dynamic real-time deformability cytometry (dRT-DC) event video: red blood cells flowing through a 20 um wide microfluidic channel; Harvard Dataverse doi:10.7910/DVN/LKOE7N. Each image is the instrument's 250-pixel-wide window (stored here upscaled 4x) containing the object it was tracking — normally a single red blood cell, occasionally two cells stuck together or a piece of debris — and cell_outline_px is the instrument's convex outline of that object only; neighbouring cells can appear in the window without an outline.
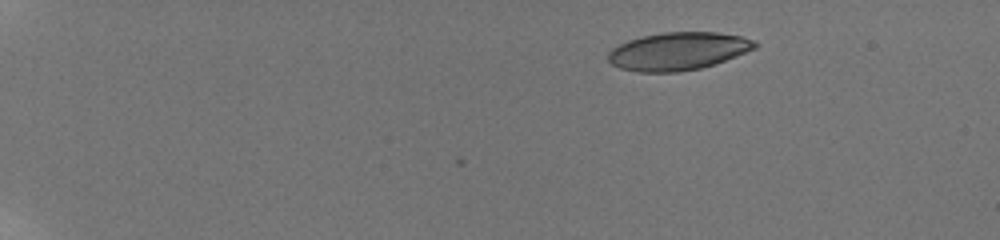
{"species": "human", "species_latin": "Homo sapiens", "temperature_condition": "room temperature", "stored_images_in_passage": 12, "camera_frame_rate_fps": 3000, "um_per_image_px": 0.085, "donor": {"sex": "male"}, "frame": {"image": 1, "passage_image": 1, "time_ms": 0.0, "image_size_px": [1000, 240], "cell_outline_px": [[760, 44], [756, 48], [716, 64], [700, 68], [676, 72], [636, 72], [620, 68], [612, 64], [608, 60], [608, 52], [612, 48], [628, 40], [644, 36], [664, 32], [716, 32], [740, 36], [752, 40]], "centroid_in_image_um": [57.64, 4.36], "position_along_channel_um": 27.4, "area_um2": 32.31}}
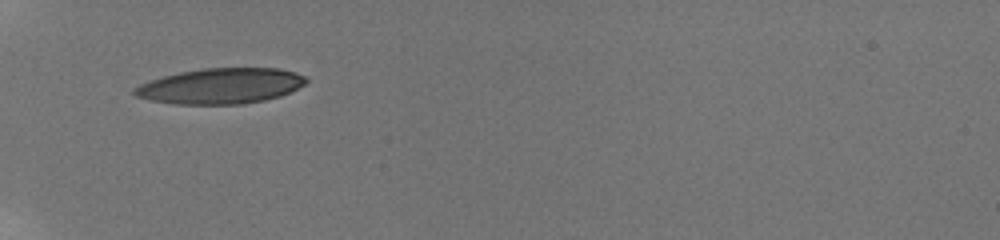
{"frame": {"image": 2, "passage_image": 7, "time_ms": 4.333, "image_size_px": [1000, 240], "cell_outline_px": [[308, 80], [304, 84], [280, 96], [264, 100], [244, 104], [176, 104], [152, 100], [136, 96], [132, 92], [132, 88], [140, 84], [164, 76], [180, 72], [204, 68], [280, 68], [296, 72], [304, 76]], "centroid_in_image_um": [18.76, 7.3], "position_along_channel_um": 66.2, "area_um2": 35.37}}
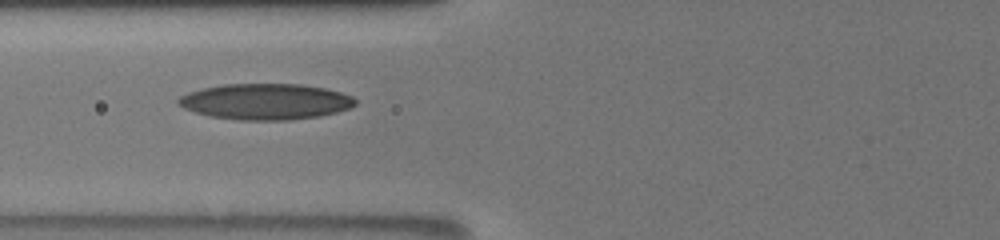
{"frame": {"image": 3, "passage_image": 9, "time_ms": 5.667, "image_size_px": [1000, 240], "cell_outline_px": [[356, 104], [348, 108], [336, 112], [320, 116], [288, 120], [240, 120], [212, 116], [196, 112], [184, 108], [176, 104], [176, 100], [180, 96], [188, 92], [204, 88], [224, 84], [300, 84], [324, 88], [340, 92], [352, 96], [356, 100]], "centroid_in_image_um": [22.56, 8.63], "position_along_channel_um": 103.2, "area_um2": 36.93}}